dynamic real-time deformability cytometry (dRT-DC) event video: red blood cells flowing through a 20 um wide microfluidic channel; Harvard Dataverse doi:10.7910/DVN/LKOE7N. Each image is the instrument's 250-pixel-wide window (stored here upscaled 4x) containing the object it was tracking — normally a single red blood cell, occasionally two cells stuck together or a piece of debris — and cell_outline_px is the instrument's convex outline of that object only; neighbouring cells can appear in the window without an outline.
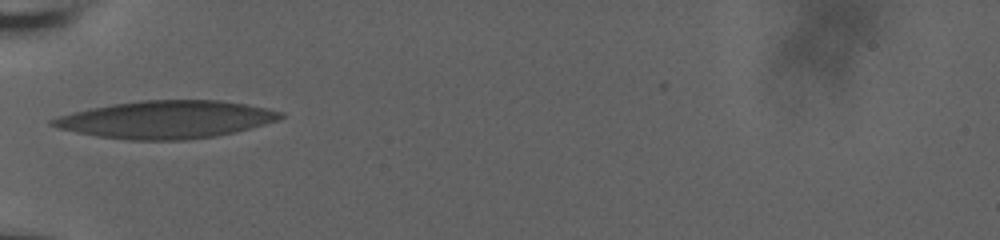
{"species": "human", "species_latin": "Homo sapiens", "temperature_condition": "room temperature", "stored_images_in_passage": 37, "camera_frame_rate_fps": 3000, "um_per_image_px": 0.085, "donor": {"sex": "male"}, "frame": {"image": 1, "passage_image": 1, "time_ms": 0.0, "image_size_px": [1000, 240], "cell_outline_px": [[284, 116], [276, 120], [264, 124], [232, 132], [212, 136], [184, 140], [132, 140], [100, 136], [76, 132], [60, 128], [48, 124], [48, 120], [60, 116], [92, 108], [112, 104], [144, 100], [220, 100], [244, 104], [284, 112]], "centroid_in_image_um": [14.11, 10.15], "position_along_channel_um": 70.9, "area_um2": 49.13}}
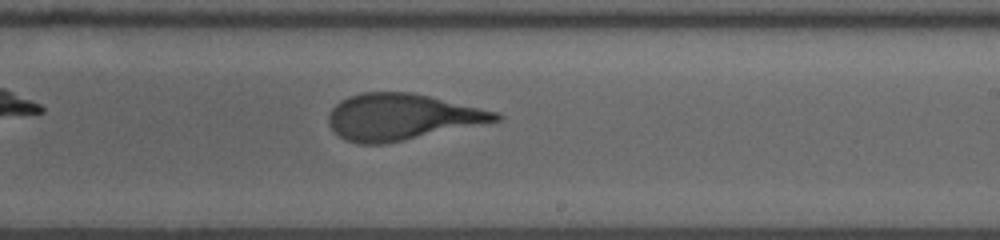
{"frame": {"image": 2, "passage_image": 16, "time_ms": 5.0, "image_size_px": [1000, 240], "cell_outline_px": [[504, 120], [384, 144], [356, 144], [344, 140], [328, 124], [328, 116], [332, 108], [340, 100], [348, 96], [360, 92], [412, 92], [496, 112], [504, 116]], "centroid_in_image_um": [34.12, 9.94], "position_along_channel_um": 254.9, "area_um2": 45.03}}
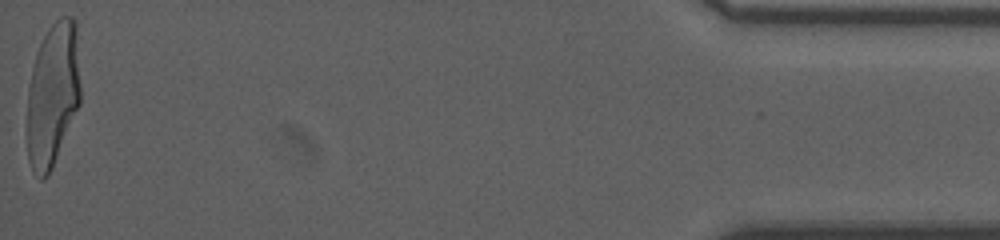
{"frame": {"image": 3, "passage_image": 37, "time_ms": 12.0, "image_size_px": [1000, 240], "cell_outline_px": [[80, 104], [52, 168], [48, 176], [44, 180], [40, 180], [32, 168], [28, 160], [28, 88], [32, 68], [36, 52], [48, 28], [60, 16], [72, 16], [76, 20], [80, 84]], "centroid_in_image_um": [4.5, 8.02], "position_along_channel_um": 430.7, "area_um2": 44.85}, "authors_computed_cell_mechanics": {"area_um2": 45.3152, "velocity_mm_per_s": 3.7157, "shape_relaxation_time_tau1_ms": 5.8729, "shape_relaxation_time_tau2_ms": 1.0813, "deformation_change_tau1": 0.2587, "deformation_change_tau2": 0.1032}}